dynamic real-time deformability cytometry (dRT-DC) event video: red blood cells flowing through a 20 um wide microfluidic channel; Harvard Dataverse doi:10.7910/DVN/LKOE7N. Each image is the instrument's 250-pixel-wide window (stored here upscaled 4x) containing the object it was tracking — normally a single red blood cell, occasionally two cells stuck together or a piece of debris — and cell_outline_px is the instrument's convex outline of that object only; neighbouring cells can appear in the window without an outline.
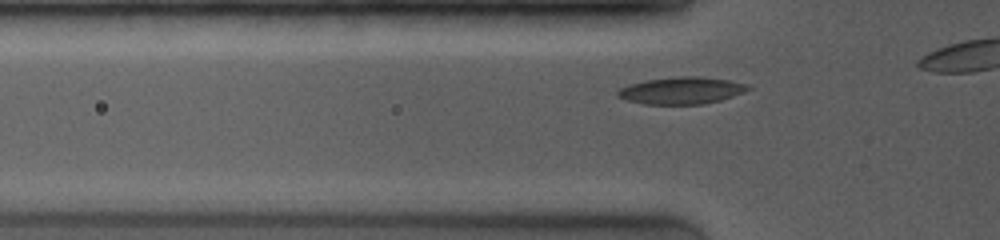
{"species": "common noctule bat (a hibernating species)", "species_latin": "Nyctalus noctula", "temperature_condition": "room temperature", "stored_images_in_passage": 13, "camera_frame_rate_fps": 4000, "um_per_image_px": 0.085, "animal": {"sex": "female", "body_mass_g": 19.0, "forearm_length_mm": 53.3}, "frame": {"image": 1, "passage_image": 6, "time_ms": 1.25, "image_size_px": [1000, 240], "cell_outline_px": [[752, 88], [744, 92], [720, 100], [704, 104], [644, 104], [628, 100], [616, 96], [616, 92], [620, 88], [628, 84], [644, 80], [680, 76], [700, 76], [728, 80], [748, 84]], "centroid_in_image_um": [57.91, 7.69], "position_along_channel_um": 67.9, "area_um2": 20.58}}